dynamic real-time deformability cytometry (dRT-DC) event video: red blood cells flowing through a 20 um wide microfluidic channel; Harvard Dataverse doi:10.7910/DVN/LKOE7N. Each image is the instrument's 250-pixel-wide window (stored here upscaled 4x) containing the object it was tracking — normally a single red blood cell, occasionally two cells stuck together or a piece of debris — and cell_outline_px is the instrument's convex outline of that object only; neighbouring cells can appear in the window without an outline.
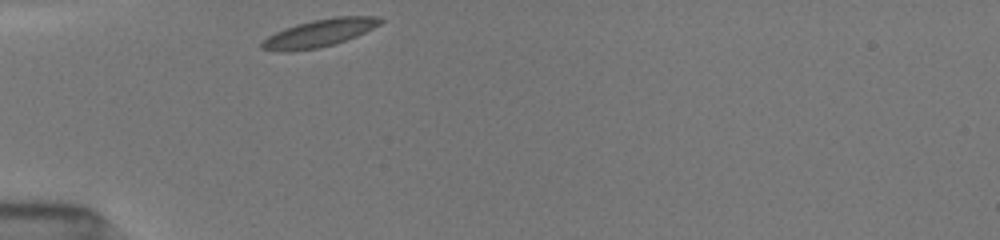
{"species": "common noctule bat (a hibernating species)", "species_latin": "Nyctalus noctula", "temperature_condition": "room temperature", "stored_images_in_passage": 7, "camera_frame_rate_fps": 3000, "um_per_image_px": 0.085, "animal": {"sex": "female", "body_mass_g": 19.5, "forearm_length_mm": 54.1}, "frame": {"image": 1, "passage_image": 1, "time_ms": 0.0, "image_size_px": [1000, 240], "cell_outline_px": [[384, 20], [380, 24], [356, 36], [332, 44], [316, 48], [292, 52], [284, 52], [260, 48], [260, 44], [268, 36], [276, 32], [296, 24], [312, 20], [336, 16], [380, 16]], "centroid_in_image_um": [27.14, 2.8], "position_along_channel_um": 57.9, "area_um2": 18.84}}
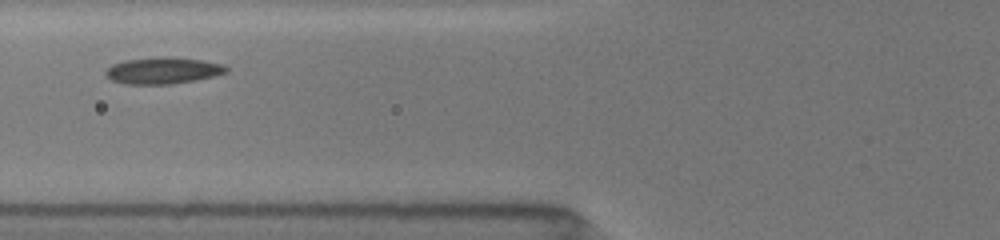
{"frame": {"image": 2, "passage_image": 4, "time_ms": 1.667, "image_size_px": [1000, 240], "cell_outline_px": [[228, 72], [196, 80], [172, 84], [124, 84], [112, 80], [104, 76], [104, 72], [112, 64], [124, 60], [156, 56], [172, 56], [200, 60], [224, 64], [228, 68]], "centroid_in_image_um": [13.82, 5.98], "position_along_channel_um": 112.0, "area_um2": 18.96}}
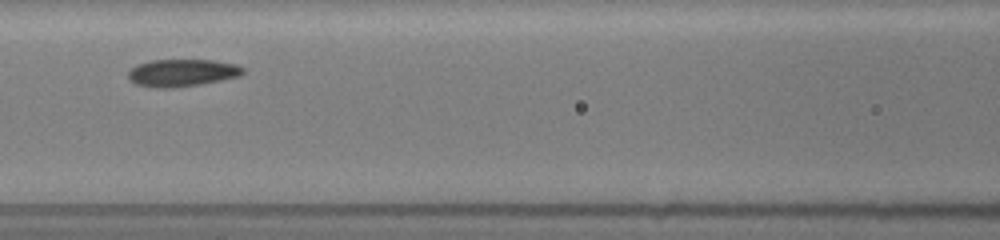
{"frame": {"image": 3, "passage_image": 6, "time_ms": 2.667, "image_size_px": [1000, 240], "cell_outline_px": [[244, 72], [240, 76], [200, 84], [176, 88], [156, 88], [136, 84], [128, 76], [128, 72], [136, 64], [148, 60], [216, 60], [236, 64], [244, 68]], "centroid_in_image_um": [15.48, 6.18], "position_along_channel_um": 151.1, "area_um2": 18.38}}